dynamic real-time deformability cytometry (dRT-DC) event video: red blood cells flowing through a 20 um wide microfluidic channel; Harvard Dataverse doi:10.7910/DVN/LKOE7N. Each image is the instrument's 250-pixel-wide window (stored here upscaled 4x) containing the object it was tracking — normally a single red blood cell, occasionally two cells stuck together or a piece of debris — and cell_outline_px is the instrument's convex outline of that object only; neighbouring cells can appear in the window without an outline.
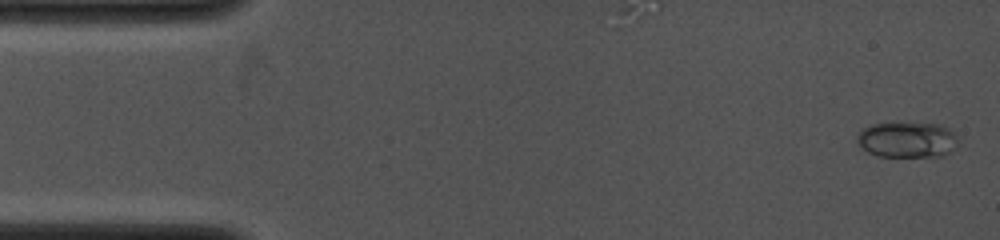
{"species": "common noctule bat (a hibernating species)", "species_latin": "Nyctalus noctula", "temperature_condition": "cold", "stored_images_in_passage": 6, "camera_frame_rate_fps": 4000, "um_per_image_px": 0.085, "animal": {"sex": "female", "body_mass_g": 19.0, "forearm_length_mm": 53.3}, "frame": {"image": 1, "passage_image": 1, "time_ms": 0.0, "image_size_px": [1000, 240], "cell_outline_px": [[956, 148], [944, 156], [876, 156], [868, 152], [856, 140], [856, 132], [872, 124], [940, 124], [948, 128], [956, 136]], "centroid_in_image_um": [77.1, 11.89], "position_along_channel_um": 7.9, "area_um2": 20.75}}
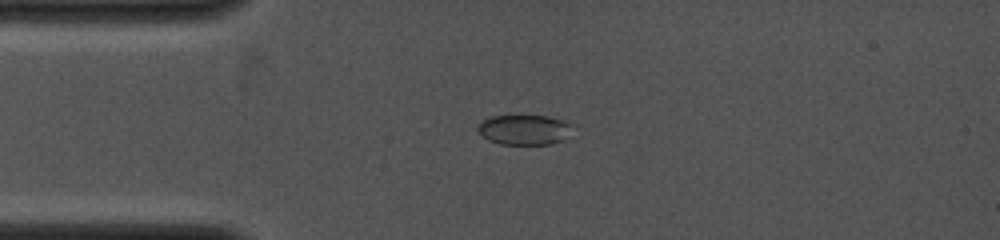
{"frame": {"image": 2, "passage_image": 5, "time_ms": 3.0, "image_size_px": [1000, 240], "cell_outline_px": [[568, 124], [564, 140], [552, 144], [500, 144], [488, 140], [476, 128], [484, 120], [492, 116], [548, 116], [560, 120]], "centroid_in_image_um": [44.49, 11.04], "position_along_channel_um": 40.5, "area_um2": 15.95}}